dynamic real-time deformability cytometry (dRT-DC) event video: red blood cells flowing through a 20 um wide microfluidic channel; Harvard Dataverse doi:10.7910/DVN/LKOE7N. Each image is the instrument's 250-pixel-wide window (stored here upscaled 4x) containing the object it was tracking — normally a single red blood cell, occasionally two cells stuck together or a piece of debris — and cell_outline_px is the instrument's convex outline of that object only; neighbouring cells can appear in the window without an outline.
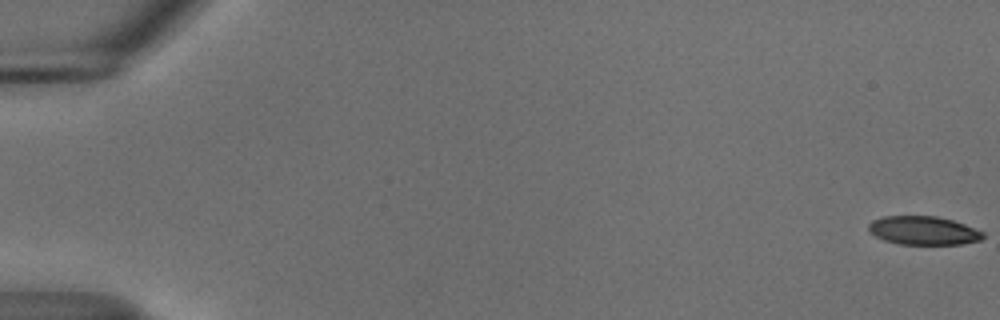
{"species": "common noctule bat (a hibernating species)", "species_latin": "Nyctalus noctula", "temperature_condition": "cold", "stored_images_in_passage": 56, "camera_frame_rate_fps": 3000, "um_per_image_px": 0.085, "animal": {"sex": "male", "body_mass_g": 18.8}, "frame": {"image": 1, "passage_image": 1, "time_ms": 0.0, "image_size_px": [1000, 320], "cell_outline_px": [[984, 236], [980, 240], [960, 244], [900, 244], [884, 240], [868, 232], [868, 224], [872, 220], [884, 216], [936, 216], [952, 220], [964, 224], [984, 232]], "centroid_in_image_um": [78.46, 19.59], "position_along_channel_um": 6.5, "area_um2": 19.02}}
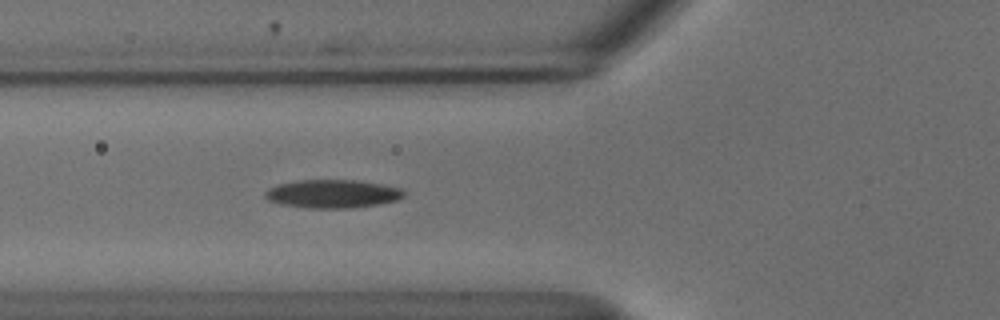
{"frame": {"image": 2, "passage_image": 22, "time_ms": 7.0, "image_size_px": [1000, 320], "cell_outline_px": [[404, 196], [396, 200], [376, 204], [348, 208], [312, 208], [280, 204], [268, 200], [264, 196], [264, 192], [268, 188], [276, 184], [296, 180], [356, 180], [380, 184], [400, 188], [404, 192]], "centroid_in_image_um": [28.19, 16.46], "position_along_channel_um": 97.6, "area_um2": 22.77}}
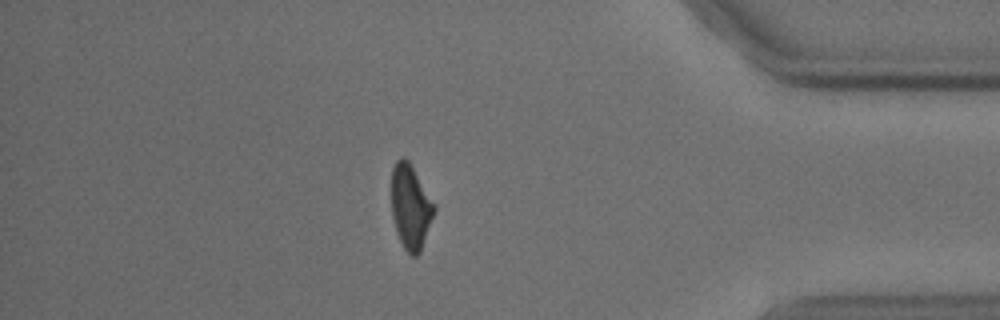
{"frame": {"image": 3, "passage_image": 49, "time_ms": 16.0, "image_size_px": [1000, 320], "cell_outline_px": [[436, 208], [420, 252], [416, 256], [412, 256], [404, 248], [396, 232], [392, 216], [392, 168], [396, 160], [400, 156], [404, 156], [408, 160]], "centroid_in_image_um": [34.87, 17.57], "position_along_channel_um": 400.3, "area_um2": 20.63}, "authors_computed_cell_mechanics": {"area_um2": 21.7039, "velocity_mm_per_s": 3.6985, "shape_relaxation_time_tau1_ms": 5.4149, "shape_relaxation_time_tau2_ms": null, "deformation_change_tau1": 0.1445, "deformation_change_tau2": null}}